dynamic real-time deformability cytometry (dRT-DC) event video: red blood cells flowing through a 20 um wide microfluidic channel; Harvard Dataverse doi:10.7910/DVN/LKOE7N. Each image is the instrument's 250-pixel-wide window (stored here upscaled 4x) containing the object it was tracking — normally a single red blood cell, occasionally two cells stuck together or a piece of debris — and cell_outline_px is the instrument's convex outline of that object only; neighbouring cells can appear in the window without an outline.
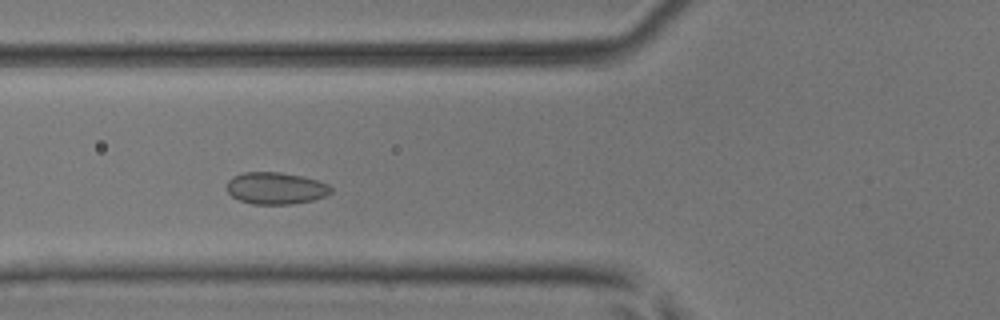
{"species": "common noctule bat (a hibernating species)", "species_latin": "Nyctalus noctula", "temperature_condition": "room temperature", "stored_images_in_passage": 37, "camera_frame_rate_fps": 3000, "um_per_image_px": 0.085, "animal": {"sex": "male", "body_mass_g": 17.9, "forearm_length_mm": 54.2}, "frame": {"image": 1, "passage_image": 11, "time_ms": 3.333, "image_size_px": [1000, 320], "cell_outline_px": [[332, 192], [324, 196], [312, 200], [292, 204], [252, 204], [240, 200], [232, 196], [228, 192], [228, 180], [232, 176], [244, 172], [280, 172], [300, 176], [316, 180], [328, 184], [332, 188]], "centroid_in_image_um": [23.43, 16.0], "position_along_channel_um": 102.4, "area_um2": 19.25}}
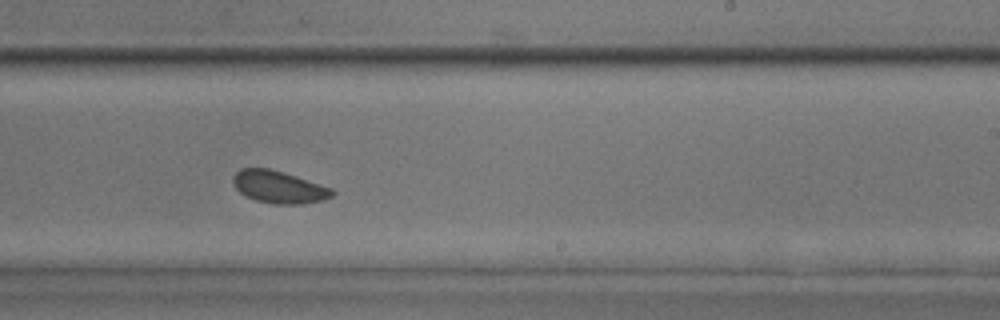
{"frame": {"image": 2, "passage_image": 23, "time_ms": 7.333, "image_size_px": [1000, 320], "cell_outline_px": [[336, 192], [332, 196], [324, 200], [304, 204], [276, 204], [256, 200], [244, 196], [232, 184], [232, 176], [240, 168], [268, 168], [284, 172], [332, 188]], "centroid_in_image_um": [23.69, 15.9], "position_along_channel_um": 265.3, "area_um2": 18.84}}
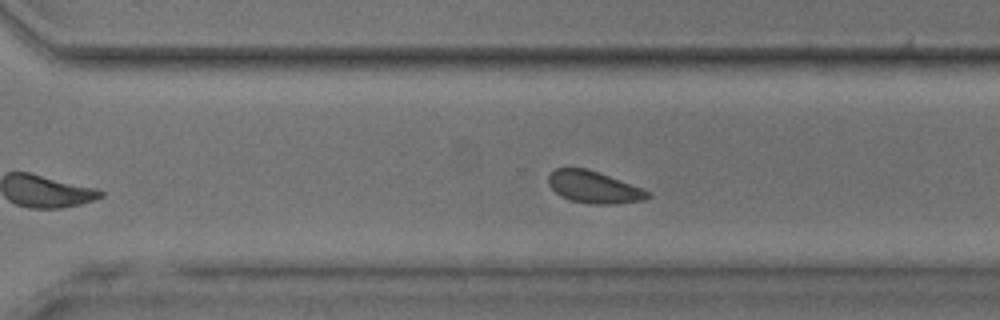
{"frame": {"image": 3, "passage_image": 27, "time_ms": 8.667, "image_size_px": [1000, 320], "cell_outline_px": [[652, 196], [644, 200], [616, 204], [592, 204], [572, 200], [560, 196], [548, 184], [548, 176], [556, 168], [588, 168], [620, 180], [640, 188], [648, 192]], "centroid_in_image_um": [50.46, 15.91], "position_along_channel_um": 320.1, "area_um2": 18.32}, "authors_computed_cell_mechanics": {"area_um2": 18.9006, "velocity_mm_per_s": 4.0876, "shape_relaxation_time_tau1_ms": null, "shape_relaxation_time_tau2_ms": 0.7296, "deformation_change_tau1": null, "deformation_change_tau2": 0.0532}}